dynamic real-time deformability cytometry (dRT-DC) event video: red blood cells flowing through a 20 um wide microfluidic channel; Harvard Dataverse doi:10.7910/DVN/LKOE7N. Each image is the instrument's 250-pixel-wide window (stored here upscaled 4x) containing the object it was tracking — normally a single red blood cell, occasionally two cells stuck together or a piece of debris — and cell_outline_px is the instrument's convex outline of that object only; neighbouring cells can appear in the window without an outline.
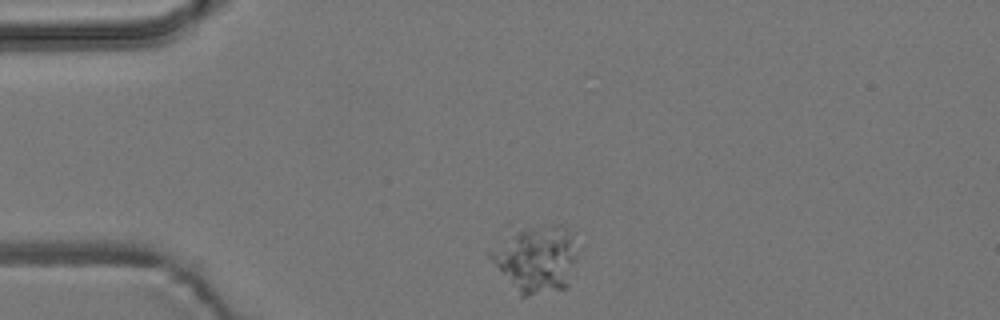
{"species": "common noctule bat (a hibernating species)", "species_latin": "Nyctalus noctula", "temperature_condition": "room temperature", "stored_images_in_passage": 13, "camera_frame_rate_fps": 3000, "um_per_image_px": 0.085, "animal": {"sex": "male", "body_mass_g": 19.2, "forearm_length_mm": 51.8}, "frame": {"image": 1, "passage_image": 1, "time_ms": 0.0, "image_size_px": [1000, 320], "cell_outline_px": [[576, 260], [568, 288], [524, 296], [520, 296], [484, 252], [508, 224], [560, 224], [576, 232]], "centroid_in_image_um": [45.48, 21.84], "position_along_channel_um": 39.5, "area_um2": 36.7}}
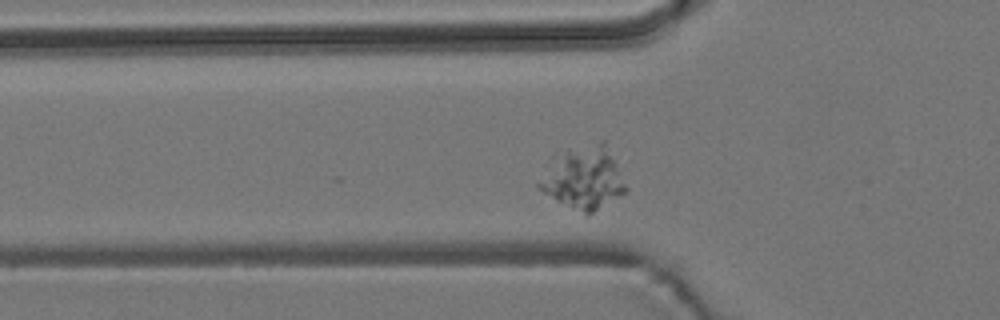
{"frame": {"image": 2, "passage_image": 7, "time_ms": 2.0, "image_size_px": [1000, 320], "cell_outline_px": [[628, 192], [588, 216], [544, 192], [536, 184], [560, 156], [568, 148], [600, 140], [604, 140], [628, 188]], "centroid_in_image_um": [49.72, 15.14], "position_along_channel_um": 76.1, "area_um2": 30.63}}
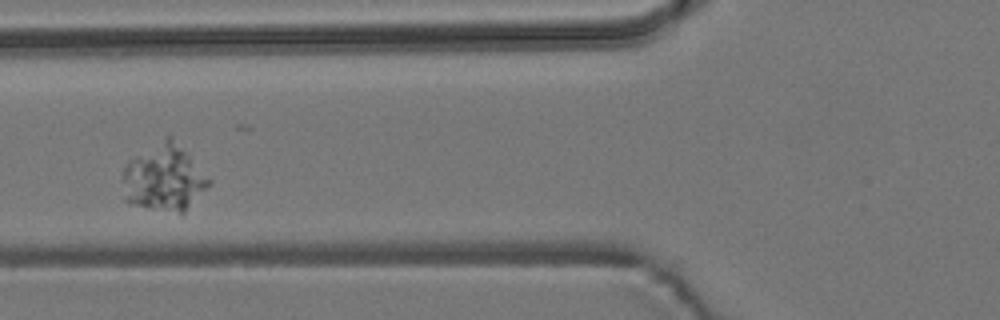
{"frame": {"image": 3, "passage_image": 10, "time_ms": 3.0, "image_size_px": [1000, 320], "cell_outline_px": [[212, 184], [184, 212], [180, 212], [148, 208], [132, 204], [124, 200], [124, 168], [128, 160], [168, 136], [172, 136], [212, 180]], "centroid_in_image_um": [13.97, 15.12], "position_along_channel_um": 111.8, "area_um2": 33.12}}